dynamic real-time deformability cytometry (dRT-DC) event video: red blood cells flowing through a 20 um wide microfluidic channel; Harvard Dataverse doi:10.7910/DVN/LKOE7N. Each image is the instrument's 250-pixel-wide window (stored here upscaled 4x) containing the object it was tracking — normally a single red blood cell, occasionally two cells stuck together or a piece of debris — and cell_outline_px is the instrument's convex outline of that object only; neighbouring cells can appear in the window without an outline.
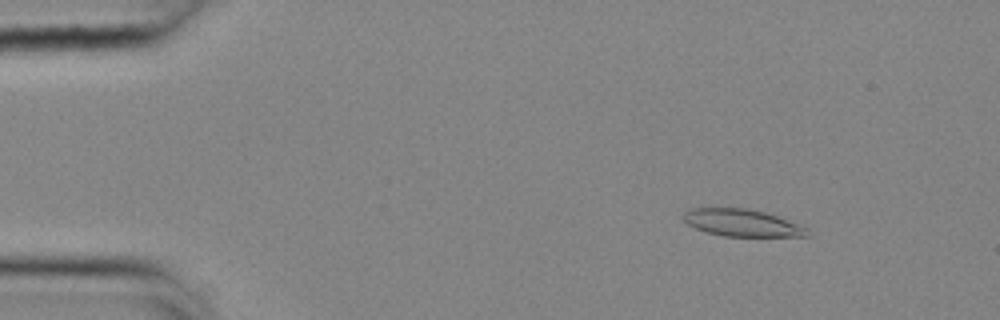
{"species": "common noctule bat (a hibernating species)", "species_latin": "Nyctalus noctula", "temperature_condition": "cold", "stored_images_in_passage": 56, "camera_frame_rate_fps": 3000, "um_per_image_px": 0.085, "animal": {"sex": "female", "body_mass_g": 25.1}, "frame": {"image": 1, "passage_image": 8, "time_ms": 2.333, "image_size_px": [1000, 320], "cell_outline_px": [[812, 236], [724, 236], [708, 232], [696, 228], [688, 224], [680, 216], [684, 212], [692, 208], [748, 208], [764, 212], [776, 216], [808, 228]], "centroid_in_image_um": [63.07, 18.94], "position_along_channel_um": 21.9, "area_um2": 19.48}}
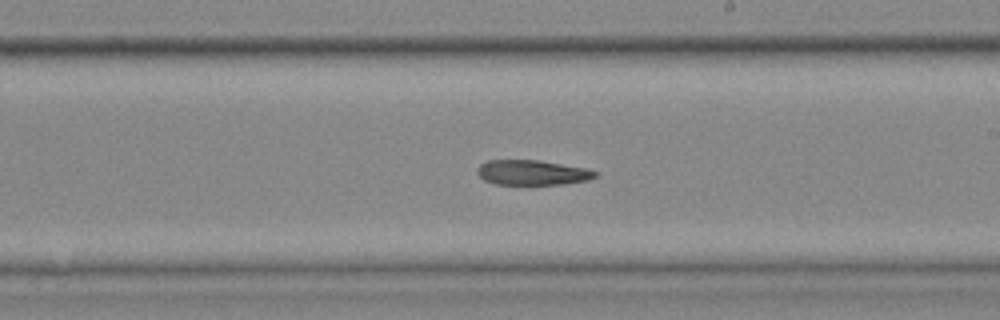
{"frame": {"image": 2, "passage_image": 33, "time_ms": 10.667, "image_size_px": [1000, 320], "cell_outline_px": [[596, 176], [588, 180], [564, 184], [496, 184], [484, 180], [476, 172], [476, 168], [480, 164], [488, 160], [540, 160], [584, 168], [596, 172]], "centroid_in_image_um": [45.19, 14.66], "position_along_channel_um": 243.8, "area_um2": 17.05}}
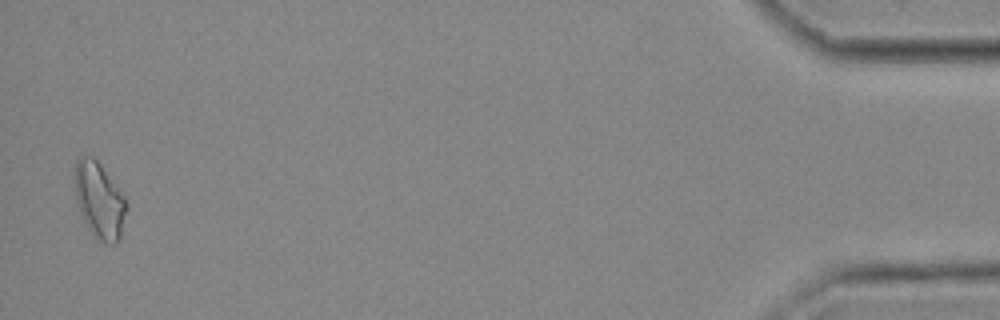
{"frame": {"image": 3, "passage_image": 55, "time_ms": 18.0, "image_size_px": [1000, 320], "cell_outline_px": [[128, 208], [120, 240], [116, 244], [104, 244], [88, 228], [80, 212], [76, 200], [76, 160], [80, 156], [92, 156], [100, 164], [124, 196], [128, 204]], "centroid_in_image_um": [8.49, 17.07], "position_along_channel_um": 426.7, "area_um2": 22.72}}